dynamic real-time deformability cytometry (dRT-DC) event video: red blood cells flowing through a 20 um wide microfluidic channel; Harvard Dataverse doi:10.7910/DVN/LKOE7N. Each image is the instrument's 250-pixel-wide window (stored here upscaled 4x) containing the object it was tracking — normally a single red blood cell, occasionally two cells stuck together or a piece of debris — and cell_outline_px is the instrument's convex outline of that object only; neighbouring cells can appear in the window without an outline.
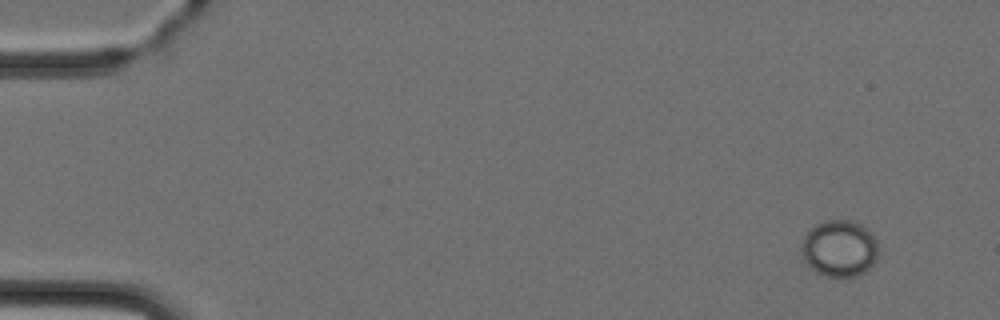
{"species": "Egyptian fruit bat (a non-hibernating species)", "species_latin": "Rousettus aegyptiacus", "temperature_condition": "cold", "stored_images_in_passage": 4, "camera_frame_rate_fps": 3000, "um_per_image_px": 0.085, "animal": {"sex": "female"}, "frame": {"image": 1, "passage_image": 1, "time_ms": 0.0, "image_size_px": [1000, 320], "cell_outline_px": [[876, 256], [872, 264], [864, 272], [856, 276], [824, 276], [816, 272], [804, 260], [800, 252], [800, 248], [804, 236], [816, 224], [824, 220], [848, 220], [860, 224], [868, 228], [876, 240]], "centroid_in_image_um": [71.31, 21.1], "position_along_channel_um": 13.7, "area_um2": 25.2}}